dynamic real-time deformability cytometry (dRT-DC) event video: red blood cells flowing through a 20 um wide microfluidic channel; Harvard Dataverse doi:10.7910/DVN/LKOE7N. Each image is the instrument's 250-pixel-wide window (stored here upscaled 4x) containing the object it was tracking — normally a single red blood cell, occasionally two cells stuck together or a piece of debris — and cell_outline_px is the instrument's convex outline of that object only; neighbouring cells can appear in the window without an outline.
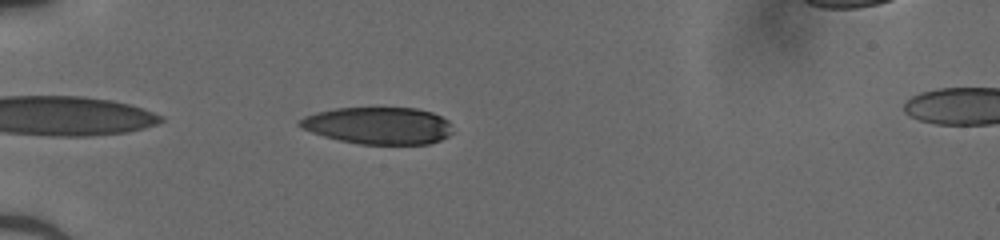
{"species": "human", "species_latin": "Homo sapiens", "temperature_condition": "cold", "stored_images_in_passage": 36, "camera_frame_rate_fps": 3000, "um_per_image_px": 0.085, "donor": {"sex": "male"}, "frame": {"image": 1, "passage_image": 2, "time_ms": 0.333, "image_size_px": [1000, 240], "cell_outline_px": [[452, 132], [448, 136], [440, 140], [428, 144], [360, 144], [340, 140], [324, 136], [300, 128], [296, 124], [296, 120], [304, 116], [316, 112], [336, 108], [416, 108], [432, 112], [448, 120]], "centroid_in_image_um": [32.12, 10.67], "position_along_channel_um": 52.9, "area_um2": 33.12}}
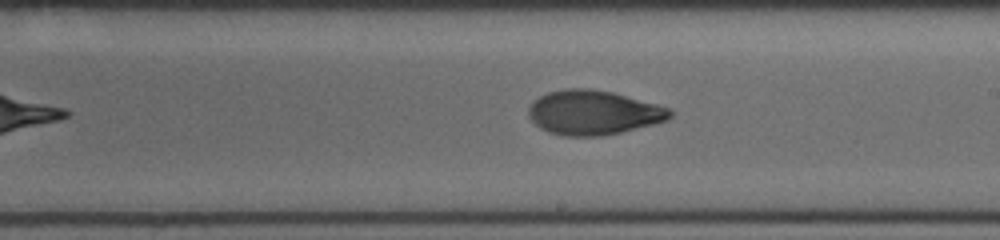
{"frame": {"image": 2, "passage_image": 17, "time_ms": 5.333, "image_size_px": [1000, 240], "cell_outline_px": [[672, 116], [668, 120], [656, 124], [620, 132], [600, 136], [564, 136], [548, 132], [540, 128], [528, 116], [528, 108], [540, 96], [548, 92], [564, 88], [588, 88], [612, 92], [656, 104], [668, 108], [672, 112]], "centroid_in_image_um": [50.43, 9.57], "position_along_channel_um": 238.6, "area_um2": 36.53}}
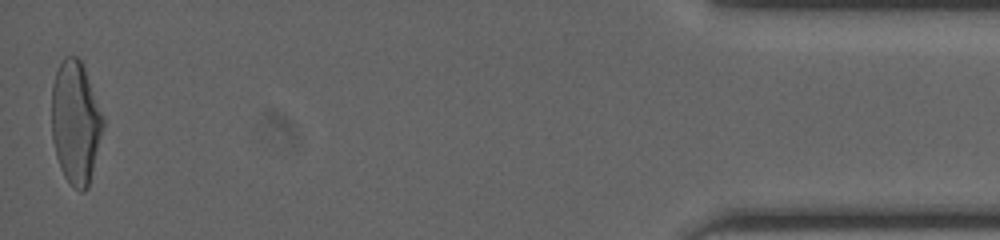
{"frame": {"image": 3, "passage_image": 36, "time_ms": 11.667, "image_size_px": [1000, 240], "cell_outline_px": [[104, 124], [88, 188], [84, 192], [80, 192], [64, 176], [60, 168], [56, 156], [52, 140], [52, 84], [56, 72], [64, 56], [76, 56], [80, 60], [84, 68], [104, 116]], "centroid_in_image_um": [6.42, 10.41], "position_along_channel_um": 428.8, "area_um2": 36.65}}